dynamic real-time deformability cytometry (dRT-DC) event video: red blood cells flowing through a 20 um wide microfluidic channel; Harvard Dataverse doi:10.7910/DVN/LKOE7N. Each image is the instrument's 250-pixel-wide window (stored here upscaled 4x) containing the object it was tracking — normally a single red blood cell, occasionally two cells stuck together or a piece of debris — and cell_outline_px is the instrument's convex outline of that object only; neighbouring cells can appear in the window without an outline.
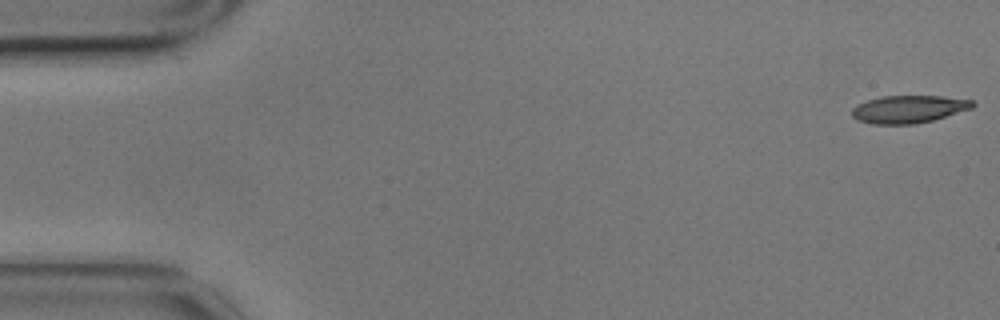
{"species": "common noctule bat (a hibernating species)", "species_latin": "Nyctalus noctula", "temperature_condition": "cold", "stored_images_in_passage": 6, "camera_frame_rate_fps": 3000, "um_per_image_px": 0.085, "animal": {"sex": "male", "body_mass_g": 17.9}, "frame": {"image": 1, "passage_image": 1, "time_ms": 0.0, "image_size_px": [1000, 320], "cell_outline_px": [[976, 104], [972, 108], [932, 120], [916, 124], [872, 124], [856, 120], [852, 116], [852, 108], [856, 104], [880, 96], [940, 96], [972, 100]], "centroid_in_image_um": [77.19, 9.28], "position_along_channel_um": 7.8, "area_um2": 19.42}}
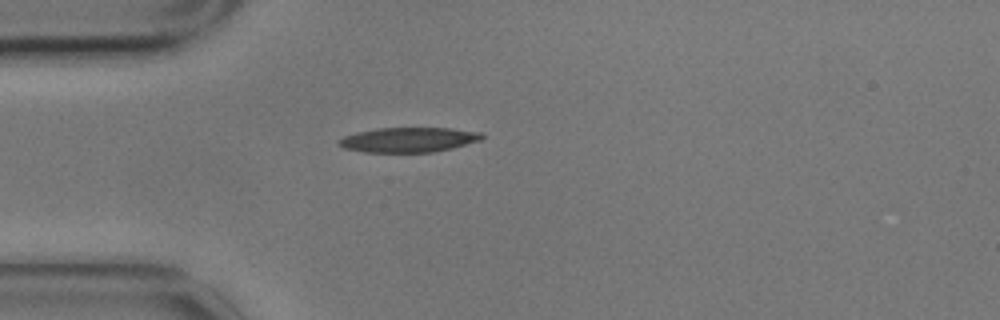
{"frame": {"image": 2, "passage_image": 5, "time_ms": 1.333, "image_size_px": [1000, 320], "cell_outline_px": [[484, 136], [480, 140], [452, 148], [432, 152], [364, 152], [344, 148], [336, 144], [336, 140], [344, 136], [356, 132], [376, 128], [452, 128], [480, 132]], "centroid_in_image_um": [34.67, 11.88], "position_along_channel_um": 50.3, "area_um2": 20.75}}